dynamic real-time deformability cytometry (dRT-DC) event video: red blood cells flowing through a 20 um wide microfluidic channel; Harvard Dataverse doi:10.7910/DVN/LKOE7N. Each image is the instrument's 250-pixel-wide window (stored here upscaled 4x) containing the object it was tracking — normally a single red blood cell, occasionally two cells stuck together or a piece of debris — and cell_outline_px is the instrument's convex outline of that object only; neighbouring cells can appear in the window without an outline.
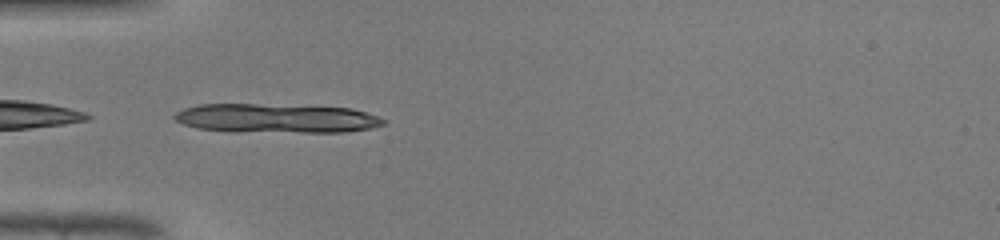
{"species": "common noctule bat (a hibernating species)", "species_latin": "Nyctalus noctula", "temperature_condition": "warm", "stored_images_in_passage": 31, "camera_frame_rate_fps": 3000, "um_per_image_px": 0.085, "animal": {"sex": "male", "body_mass_g": 19.0, "forearm_length_mm": 50.8}, "frame": {"image": 1, "passage_image": 1, "time_ms": 0.0, "image_size_px": [1000, 240], "cell_outline_px": [[384, 124], [372, 128], [344, 132], [232, 132], [196, 128], [184, 124], [176, 120], [172, 116], [176, 112], [184, 108], [200, 104], [252, 104], [352, 108], [376, 116], [384, 120]], "centroid_in_image_um": [23.43, 10.07], "position_along_channel_um": 61.6, "area_um2": 35.43}, "authors_computed_cell_mechanics": {"area_um2": 18.0914, "velocity_mm_per_s": 4.3354, "shape_relaxation_time_tau1_ms": 1.4181, "shape_relaxation_time_tau2_ms": 1.6312, "deformation_change_tau1": 0.3485, "deformation_change_tau2": 0.0715}}